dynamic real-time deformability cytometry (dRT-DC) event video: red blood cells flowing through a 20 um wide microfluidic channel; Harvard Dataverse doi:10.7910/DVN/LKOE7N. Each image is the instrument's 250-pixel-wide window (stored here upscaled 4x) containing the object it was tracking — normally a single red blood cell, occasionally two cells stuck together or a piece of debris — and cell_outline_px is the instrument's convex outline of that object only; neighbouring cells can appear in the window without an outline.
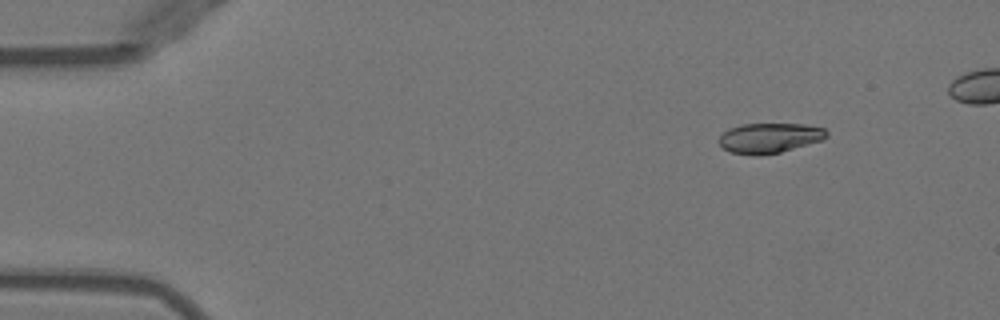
{"species": "Egyptian fruit bat (a non-hibernating species)", "species_latin": "Rousettus aegyptiacus", "temperature_condition": "warm", "stored_images_in_passage": 9, "camera_frame_rate_fps": 3000, "um_per_image_px": 0.085, "animal": {"sex": "female"}, "frame": {"image": 1, "passage_image": 1, "time_ms": 0.0, "image_size_px": [1000, 320], "cell_outline_px": [[828, 136], [824, 140], [780, 152], [756, 156], [728, 152], [716, 140], [728, 128], [740, 124], [804, 124], [824, 128], [828, 132]], "centroid_in_image_um": [65.4, 11.73], "position_along_channel_um": 19.6, "area_um2": 19.07}}